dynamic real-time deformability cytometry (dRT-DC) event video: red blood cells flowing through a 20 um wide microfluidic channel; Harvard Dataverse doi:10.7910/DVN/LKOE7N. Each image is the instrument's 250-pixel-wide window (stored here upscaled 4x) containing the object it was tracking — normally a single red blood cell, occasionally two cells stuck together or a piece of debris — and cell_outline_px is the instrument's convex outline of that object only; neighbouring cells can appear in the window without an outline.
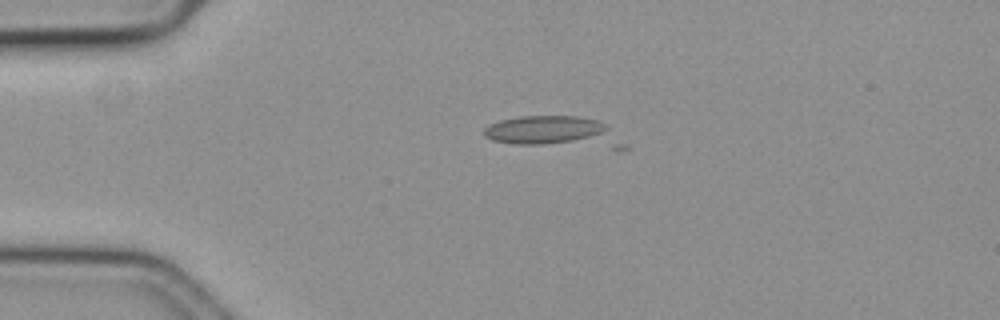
{"species": "common noctule bat (a hibernating species)", "species_latin": "Nyctalus noctula", "temperature_condition": "cold", "stored_images_in_passage": 5, "camera_frame_rate_fps": 3000, "um_per_image_px": 0.085, "animal": {"sex": "female", "body_mass_g": 19.3, "forearm_length_mm": 54.1}, "frame": {"image": 1, "passage_image": 1, "time_ms": 0.0, "image_size_px": [1000, 320], "cell_outline_px": [[608, 128], [600, 132], [588, 136], [572, 140], [544, 144], [516, 144], [492, 140], [484, 136], [484, 128], [488, 124], [500, 120], [520, 116], [580, 116], [596, 120], [608, 124]], "centroid_in_image_um": [46.12, 10.99], "position_along_channel_um": 38.9, "area_um2": 19.77}}